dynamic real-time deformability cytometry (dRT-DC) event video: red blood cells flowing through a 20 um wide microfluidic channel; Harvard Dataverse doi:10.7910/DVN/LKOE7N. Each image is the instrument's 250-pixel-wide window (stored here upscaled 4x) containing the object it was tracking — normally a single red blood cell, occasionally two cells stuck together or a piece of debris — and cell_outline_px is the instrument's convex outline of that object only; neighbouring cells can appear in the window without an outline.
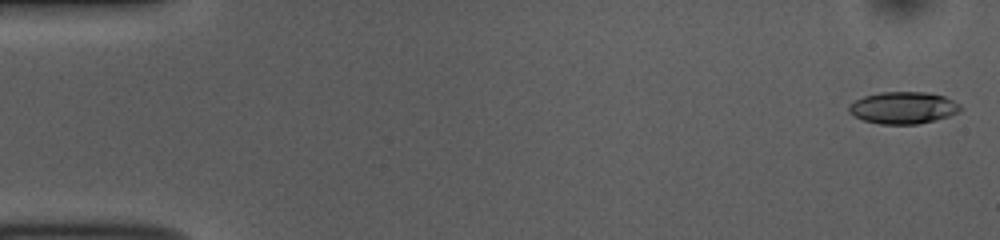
{"species": "common noctule bat (a hibernating species)", "species_latin": "Nyctalus noctula", "temperature_condition": "room temperature", "stored_images_in_passage": 52, "camera_frame_rate_fps": 3000, "um_per_image_px": 0.085, "animal": {"sex": "female", "body_mass_g": 10.0, "forearm_length_mm": 53.1}, "frame": {"image": 1, "passage_image": 1, "time_ms": 0.0, "image_size_px": [1000, 240], "cell_outline_px": [[964, 108], [960, 112], [948, 116], [916, 124], [880, 124], [864, 120], [848, 112], [848, 104], [864, 96], [880, 92], [924, 92], [944, 96], [960, 104]], "centroid_in_image_um": [76.77, 9.15], "position_along_channel_um": 8.2, "area_um2": 20.69}}
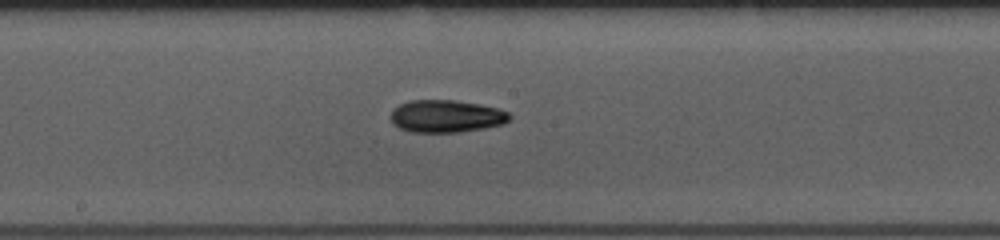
{"frame": {"image": 2, "passage_image": 27, "time_ms": 8.667, "image_size_px": [1000, 240], "cell_outline_px": [[512, 116], [504, 124], [484, 128], [460, 132], [412, 132], [400, 128], [392, 124], [388, 116], [392, 108], [408, 100], [452, 100], [480, 104], [500, 108], [508, 112]], "centroid_in_image_um": [37.89, 9.87], "position_along_channel_um": 210.3, "area_um2": 22.83}}
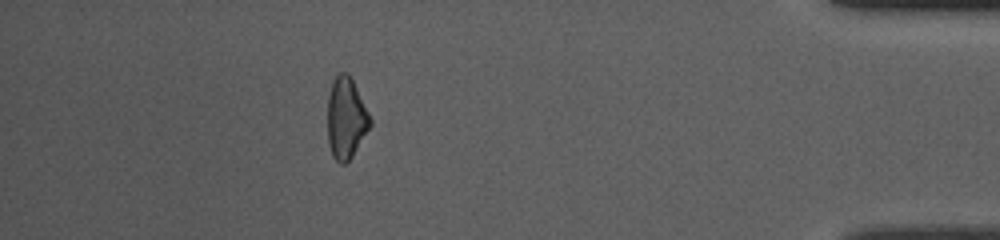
{"frame": {"image": 3, "passage_image": 46, "time_ms": 15.0, "image_size_px": [1000, 240], "cell_outline_px": [[372, 124], [352, 156], [344, 164], [340, 164], [332, 156], [328, 144], [328, 96], [332, 80], [340, 72], [348, 72], [372, 120]], "centroid_in_image_um": [29.4, 10.05], "position_along_channel_um": 405.8, "area_um2": 20.06}, "authors_computed_cell_mechanics": {"area_um2": 20.9814, "velocity_mm_per_s": 3.8501, "shape_relaxation_time_tau1_ms": 4.7786, "shape_relaxation_time_tau2_ms": null, "deformation_change_tau1": 0.1287, "deformation_change_tau2": null}}